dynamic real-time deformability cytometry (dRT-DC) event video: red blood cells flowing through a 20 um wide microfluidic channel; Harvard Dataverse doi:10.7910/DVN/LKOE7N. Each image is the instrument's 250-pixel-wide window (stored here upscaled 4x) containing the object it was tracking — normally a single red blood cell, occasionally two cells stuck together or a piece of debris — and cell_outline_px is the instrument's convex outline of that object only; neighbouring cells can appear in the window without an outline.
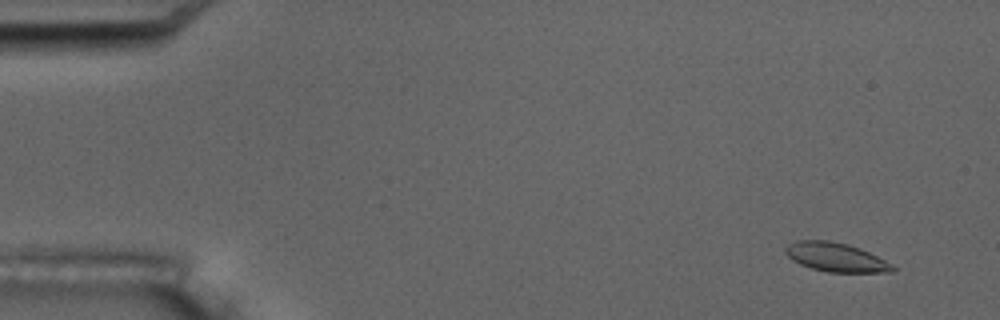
{"species": "common noctule bat (a hibernating species)", "species_latin": "Nyctalus noctula", "temperature_condition": "room temperature", "stored_images_in_passage": 7, "camera_frame_rate_fps": 3000, "um_per_image_px": 0.085, "animal": {"sex": "male", "body_mass_g": 17.5, "forearm_length_mm": 52.3}, "frame": {"image": 1, "passage_image": 2, "time_ms": 1.0, "image_size_px": [1000, 320], "cell_outline_px": [[896, 268], [892, 272], [828, 272], [812, 268], [800, 264], [792, 260], [784, 252], [784, 248], [788, 244], [796, 240], [828, 240], [848, 244], [860, 248], [884, 260]], "centroid_in_image_um": [71.0, 21.85], "position_along_channel_um": 14.0, "area_um2": 17.98}}